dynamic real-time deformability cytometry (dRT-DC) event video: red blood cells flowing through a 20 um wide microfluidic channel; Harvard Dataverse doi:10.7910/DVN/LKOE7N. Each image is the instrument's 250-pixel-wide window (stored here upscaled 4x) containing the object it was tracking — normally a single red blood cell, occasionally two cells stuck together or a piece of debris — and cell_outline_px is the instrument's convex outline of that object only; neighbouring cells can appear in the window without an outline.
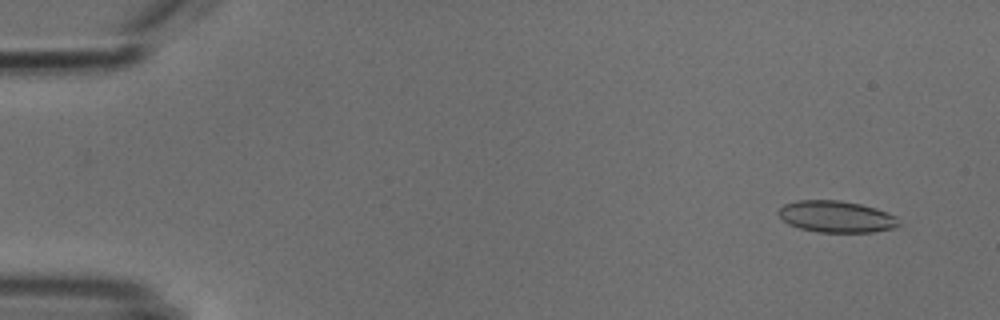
{"species": "common noctule bat (a hibernating species)", "species_latin": "Nyctalus noctula", "temperature_condition": "cold", "stored_images_in_passage": 50, "camera_frame_rate_fps": 3000, "um_per_image_px": 0.085, "animal": {"sex": "male", "body_mass_g": 18.8}, "frame": {"image": 1, "passage_image": 4, "time_ms": 1.0, "image_size_px": [1000, 320], "cell_outline_px": [[900, 224], [896, 228], [872, 232], [816, 232], [800, 228], [788, 224], [776, 212], [784, 204], [796, 200], [840, 200], [860, 204], [876, 208], [896, 216]], "centroid_in_image_um": [71.09, 18.41], "position_along_channel_um": 13.9, "area_um2": 22.25}}
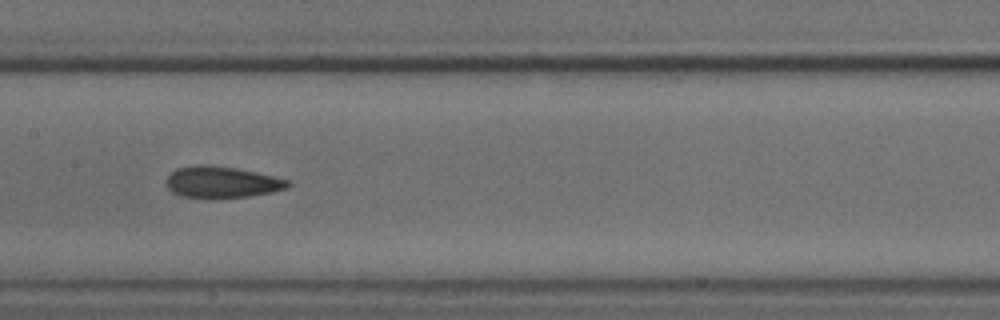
{"frame": {"image": 2, "passage_image": 27, "time_ms": 8.667, "image_size_px": [1000, 320], "cell_outline_px": [[292, 184], [288, 188], [272, 192], [248, 196], [216, 200], [212, 200], [180, 196], [172, 192], [168, 188], [164, 180], [176, 168], [196, 164], [208, 164], [236, 168], [256, 172], [288, 180]], "centroid_in_image_um": [18.81, 15.5], "position_along_channel_um": 188.6, "area_um2": 22.95}}
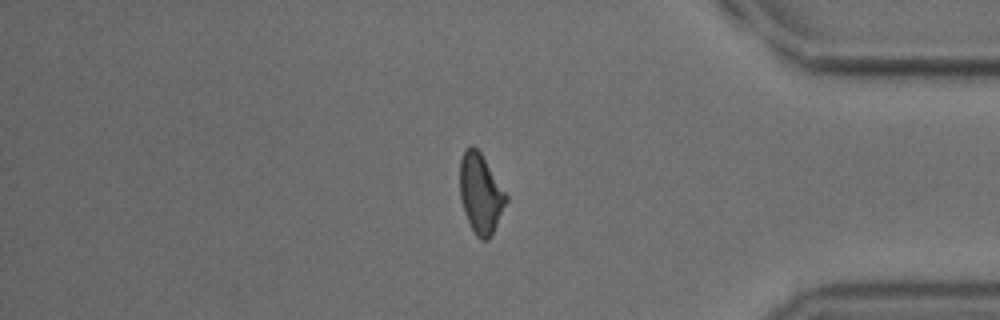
{"frame": {"image": 3, "passage_image": 45, "time_ms": 14.667, "image_size_px": [1000, 320], "cell_outline_px": [[508, 200], [488, 240], [480, 240], [476, 236], [464, 212], [460, 196], [460, 160], [464, 148], [472, 144], [480, 152], [508, 196]], "centroid_in_image_um": [40.83, 16.42], "position_along_channel_um": 394.4, "area_um2": 21.21}}